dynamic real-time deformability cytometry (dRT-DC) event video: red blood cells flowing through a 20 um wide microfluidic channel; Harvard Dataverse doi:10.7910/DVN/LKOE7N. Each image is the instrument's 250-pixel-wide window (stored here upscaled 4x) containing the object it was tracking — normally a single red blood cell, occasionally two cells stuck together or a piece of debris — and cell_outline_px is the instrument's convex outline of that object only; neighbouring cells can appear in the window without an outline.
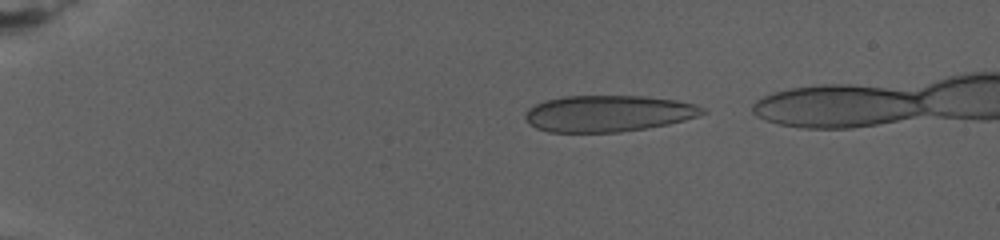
{"species": "human", "species_latin": "Homo sapiens", "temperature_condition": "warm", "stored_images_in_passage": 66, "camera_frame_rate_fps": 3000, "um_per_image_px": 0.085, "donor": {"sex": "female"}, "frame": {"image": 1, "passage_image": 3, "time_ms": 1.333, "image_size_px": [1000, 240], "cell_outline_px": [[708, 112], [700, 116], [668, 124], [648, 128], [620, 132], [548, 132], [536, 128], [528, 124], [524, 116], [528, 108], [544, 100], [564, 96], [644, 96], [676, 100], [696, 104], [708, 108]], "centroid_in_image_um": [51.73, 9.65], "position_along_channel_um": 33.3, "area_um2": 38.03}}
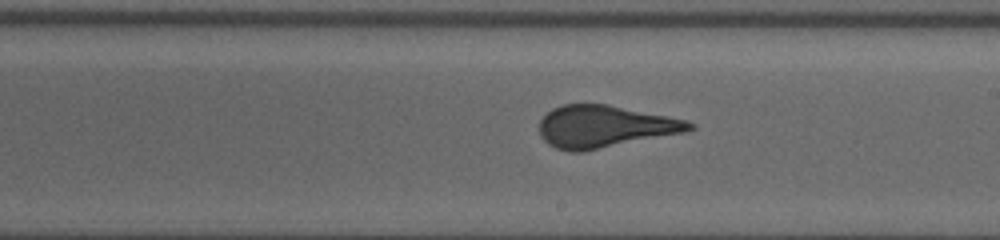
{"frame": {"image": 2, "passage_image": 40, "time_ms": 12.0, "image_size_px": [1000, 240], "cell_outline_px": [[696, 128], [684, 132], [584, 152], [572, 152], [556, 148], [548, 144], [540, 136], [540, 120], [552, 108], [564, 104], [608, 104], [688, 120], [696, 124]], "centroid_in_image_um": [51.41, 10.76], "position_along_channel_um": 237.6, "area_um2": 36.99}}
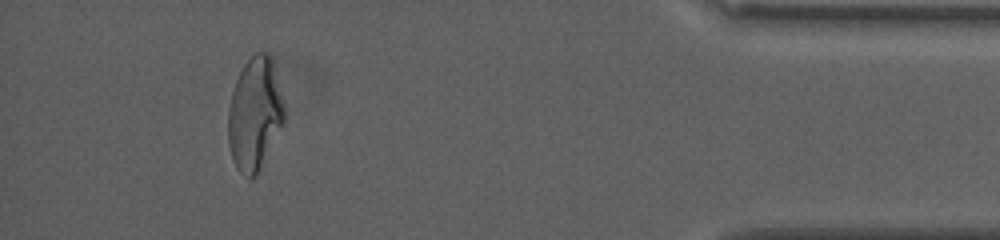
{"frame": {"image": 3, "passage_image": 64, "time_ms": 20.333, "image_size_px": [1000, 240], "cell_outline_px": [[284, 124], [256, 176], [248, 176], [240, 172], [236, 168], [228, 144], [228, 108], [232, 92], [236, 80], [244, 64], [256, 52], [268, 52], [272, 60], [284, 108]], "centroid_in_image_um": [21.64, 9.69], "position_along_channel_um": 413.6, "area_um2": 36.53}, "authors_computed_cell_mechanics": {"area_um2": 37.3388, "velocity_mm_per_s": 2.6642, "shape_relaxation_time_tau1_ms": 8.4511, "shape_relaxation_time_tau2_ms": null, "deformation_change_tau1": 0.2079, "deformation_change_tau2": null}}